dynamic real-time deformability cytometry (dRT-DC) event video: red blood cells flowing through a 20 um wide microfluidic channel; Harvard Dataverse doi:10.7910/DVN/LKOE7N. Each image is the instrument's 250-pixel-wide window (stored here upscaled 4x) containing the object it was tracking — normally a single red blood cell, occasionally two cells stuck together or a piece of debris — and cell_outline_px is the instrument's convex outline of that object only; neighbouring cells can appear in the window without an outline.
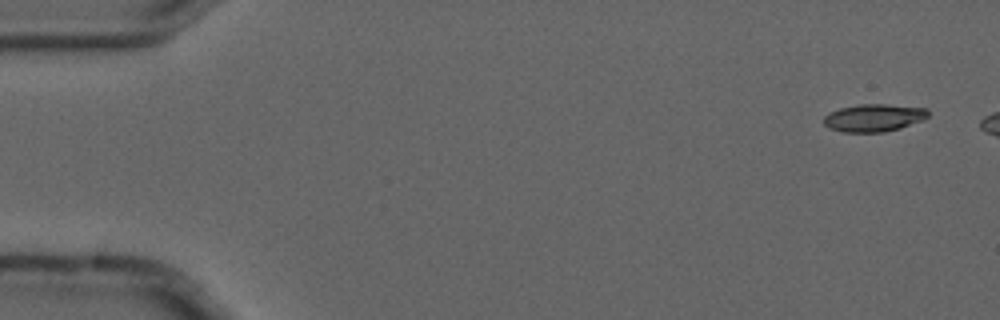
{"species": "common noctule bat (a hibernating species)", "species_latin": "Nyctalus noctula", "temperature_condition": "cold", "stored_images_in_passage": 9, "segment_of_instrument_passage": [1, 2], "camera_frame_rate_fps": 3000, "um_per_image_px": 0.085, "animal": {"sex": "male", "forearm_length_mm": 52.5}, "frame": {"image": 1, "passage_image": 1, "time_ms": 0.0, "image_size_px": [1000, 320], "cell_outline_px": [[928, 116], [924, 120], [900, 128], [884, 132], [840, 132], [828, 128], [824, 124], [824, 116], [828, 112], [840, 108], [860, 104], [884, 104], [928, 108]], "centroid_in_image_um": [74.26, 10.01], "position_along_channel_um": 10.7, "area_um2": 16.94}}
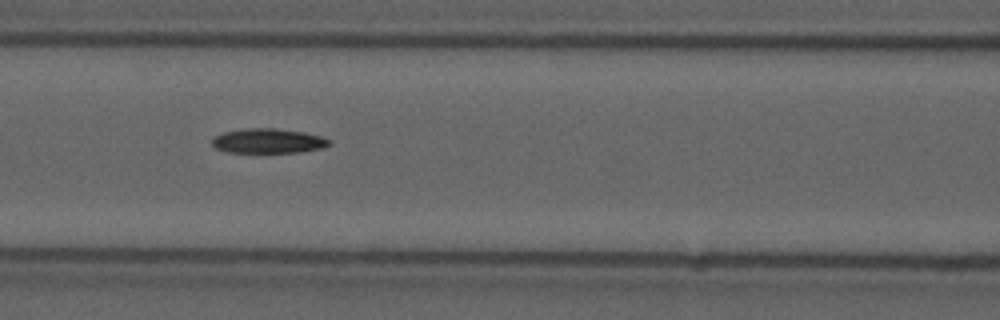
{"frame": {"image": 2, "passage_image": 7, "time_ms": 2.0, "image_size_px": [1000, 320], "cell_outline_px": [[332, 144], [320, 148], [296, 152], [228, 152], [216, 148], [212, 144], [212, 136], [224, 132], [244, 128], [276, 128], [304, 132], [320, 136], [332, 140]], "centroid_in_image_um": [22.78, 11.96], "position_along_channel_um": 143.8, "area_um2": 16.82}}
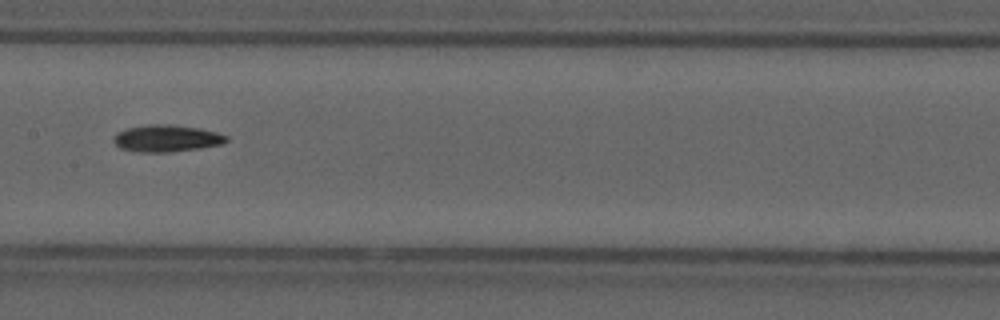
{"frame": {"image": 3, "passage_image": 8, "time_ms": 2.333, "image_size_px": [1000, 320], "cell_outline_px": [[228, 140], [220, 144], [200, 148], [168, 152], [140, 152], [120, 148], [112, 140], [112, 136], [116, 132], [128, 128], [148, 124], [168, 124], [200, 128], [216, 132], [228, 136]], "centroid_in_image_um": [14.12, 11.75], "position_along_channel_um": 193.3, "area_um2": 17.69}}